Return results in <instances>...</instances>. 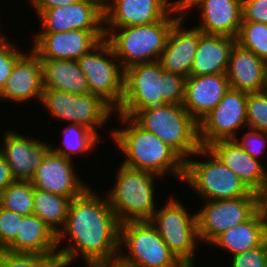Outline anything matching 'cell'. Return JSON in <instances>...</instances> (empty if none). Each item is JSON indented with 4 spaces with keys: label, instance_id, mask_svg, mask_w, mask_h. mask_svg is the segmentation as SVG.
Wrapping results in <instances>:
<instances>
[{
    "label": "cell",
    "instance_id": "9",
    "mask_svg": "<svg viewBox=\"0 0 267 267\" xmlns=\"http://www.w3.org/2000/svg\"><path fill=\"white\" fill-rule=\"evenodd\" d=\"M178 199L167 198L165 205L157 209L150 223L184 266L196 264L195 253L199 246L196 213L190 214Z\"/></svg>",
    "mask_w": 267,
    "mask_h": 267
},
{
    "label": "cell",
    "instance_id": "39",
    "mask_svg": "<svg viewBox=\"0 0 267 267\" xmlns=\"http://www.w3.org/2000/svg\"><path fill=\"white\" fill-rule=\"evenodd\" d=\"M242 21L267 24V0H242Z\"/></svg>",
    "mask_w": 267,
    "mask_h": 267
},
{
    "label": "cell",
    "instance_id": "12",
    "mask_svg": "<svg viewBox=\"0 0 267 267\" xmlns=\"http://www.w3.org/2000/svg\"><path fill=\"white\" fill-rule=\"evenodd\" d=\"M203 202V208L196 212L197 232L200 243L207 246L227 229L247 221L259 209L258 193L254 191L235 199Z\"/></svg>",
    "mask_w": 267,
    "mask_h": 267
},
{
    "label": "cell",
    "instance_id": "25",
    "mask_svg": "<svg viewBox=\"0 0 267 267\" xmlns=\"http://www.w3.org/2000/svg\"><path fill=\"white\" fill-rule=\"evenodd\" d=\"M236 43V38L204 34L199 30V42L190 76L226 73L231 51Z\"/></svg>",
    "mask_w": 267,
    "mask_h": 267
},
{
    "label": "cell",
    "instance_id": "13",
    "mask_svg": "<svg viewBox=\"0 0 267 267\" xmlns=\"http://www.w3.org/2000/svg\"><path fill=\"white\" fill-rule=\"evenodd\" d=\"M247 97L248 93L229 88L218 105L198 122L201 147H207L218 140L235 139L242 128L245 131L248 127Z\"/></svg>",
    "mask_w": 267,
    "mask_h": 267
},
{
    "label": "cell",
    "instance_id": "3",
    "mask_svg": "<svg viewBox=\"0 0 267 267\" xmlns=\"http://www.w3.org/2000/svg\"><path fill=\"white\" fill-rule=\"evenodd\" d=\"M186 78L164 71L159 61L138 63L124 70V93L115 115L132 117L138 110L162 104H183Z\"/></svg>",
    "mask_w": 267,
    "mask_h": 267
},
{
    "label": "cell",
    "instance_id": "27",
    "mask_svg": "<svg viewBox=\"0 0 267 267\" xmlns=\"http://www.w3.org/2000/svg\"><path fill=\"white\" fill-rule=\"evenodd\" d=\"M12 252L58 254L57 235L38 216L25 215L16 239L6 248Z\"/></svg>",
    "mask_w": 267,
    "mask_h": 267
},
{
    "label": "cell",
    "instance_id": "22",
    "mask_svg": "<svg viewBox=\"0 0 267 267\" xmlns=\"http://www.w3.org/2000/svg\"><path fill=\"white\" fill-rule=\"evenodd\" d=\"M229 88L226 73L189 76L185 80L182 105L199 122L218 105Z\"/></svg>",
    "mask_w": 267,
    "mask_h": 267
},
{
    "label": "cell",
    "instance_id": "21",
    "mask_svg": "<svg viewBox=\"0 0 267 267\" xmlns=\"http://www.w3.org/2000/svg\"><path fill=\"white\" fill-rule=\"evenodd\" d=\"M182 15L173 25L159 62L164 71L178 74L184 78L190 76L192 63L199 42V29L194 26L185 28Z\"/></svg>",
    "mask_w": 267,
    "mask_h": 267
},
{
    "label": "cell",
    "instance_id": "15",
    "mask_svg": "<svg viewBox=\"0 0 267 267\" xmlns=\"http://www.w3.org/2000/svg\"><path fill=\"white\" fill-rule=\"evenodd\" d=\"M105 0H79L74 4L50 8L39 16L41 31H104Z\"/></svg>",
    "mask_w": 267,
    "mask_h": 267
},
{
    "label": "cell",
    "instance_id": "24",
    "mask_svg": "<svg viewBox=\"0 0 267 267\" xmlns=\"http://www.w3.org/2000/svg\"><path fill=\"white\" fill-rule=\"evenodd\" d=\"M267 62L236 43L226 71L230 88L253 93L264 90Z\"/></svg>",
    "mask_w": 267,
    "mask_h": 267
},
{
    "label": "cell",
    "instance_id": "32",
    "mask_svg": "<svg viewBox=\"0 0 267 267\" xmlns=\"http://www.w3.org/2000/svg\"><path fill=\"white\" fill-rule=\"evenodd\" d=\"M237 43L267 62V24L242 21Z\"/></svg>",
    "mask_w": 267,
    "mask_h": 267
},
{
    "label": "cell",
    "instance_id": "2",
    "mask_svg": "<svg viewBox=\"0 0 267 267\" xmlns=\"http://www.w3.org/2000/svg\"><path fill=\"white\" fill-rule=\"evenodd\" d=\"M124 127L110 131L111 139L124 157L122 165L152 172L161 176L168 173L175 180L185 176V161L159 137L144 130L131 117L116 115Z\"/></svg>",
    "mask_w": 267,
    "mask_h": 267
},
{
    "label": "cell",
    "instance_id": "33",
    "mask_svg": "<svg viewBox=\"0 0 267 267\" xmlns=\"http://www.w3.org/2000/svg\"><path fill=\"white\" fill-rule=\"evenodd\" d=\"M0 267H63L58 254H36L0 250Z\"/></svg>",
    "mask_w": 267,
    "mask_h": 267
},
{
    "label": "cell",
    "instance_id": "20",
    "mask_svg": "<svg viewBox=\"0 0 267 267\" xmlns=\"http://www.w3.org/2000/svg\"><path fill=\"white\" fill-rule=\"evenodd\" d=\"M43 76L40 58L31 49L23 53L15 62L11 74L0 93L2 101L16 104L26 103L30 99L41 101Z\"/></svg>",
    "mask_w": 267,
    "mask_h": 267
},
{
    "label": "cell",
    "instance_id": "10",
    "mask_svg": "<svg viewBox=\"0 0 267 267\" xmlns=\"http://www.w3.org/2000/svg\"><path fill=\"white\" fill-rule=\"evenodd\" d=\"M41 104L56 120L80 124L98 132L110 120L115 110L101 97L91 94H73L53 88H44Z\"/></svg>",
    "mask_w": 267,
    "mask_h": 267
},
{
    "label": "cell",
    "instance_id": "16",
    "mask_svg": "<svg viewBox=\"0 0 267 267\" xmlns=\"http://www.w3.org/2000/svg\"><path fill=\"white\" fill-rule=\"evenodd\" d=\"M184 16L192 9L201 13L196 27L204 34L236 38L243 19L242 0H179ZM199 8V9H198Z\"/></svg>",
    "mask_w": 267,
    "mask_h": 267
},
{
    "label": "cell",
    "instance_id": "30",
    "mask_svg": "<svg viewBox=\"0 0 267 267\" xmlns=\"http://www.w3.org/2000/svg\"><path fill=\"white\" fill-rule=\"evenodd\" d=\"M62 133L63 141L61 143L63 147L51 144L50 149L54 153L71 160L73 159L72 155L91 153L97 147L96 145L101 140L103 141V138H100L95 132L80 124L68 123Z\"/></svg>",
    "mask_w": 267,
    "mask_h": 267
},
{
    "label": "cell",
    "instance_id": "42",
    "mask_svg": "<svg viewBox=\"0 0 267 267\" xmlns=\"http://www.w3.org/2000/svg\"><path fill=\"white\" fill-rule=\"evenodd\" d=\"M258 207L261 215L267 223V181L263 188L258 192Z\"/></svg>",
    "mask_w": 267,
    "mask_h": 267
},
{
    "label": "cell",
    "instance_id": "43",
    "mask_svg": "<svg viewBox=\"0 0 267 267\" xmlns=\"http://www.w3.org/2000/svg\"><path fill=\"white\" fill-rule=\"evenodd\" d=\"M95 267H128V266H125V265L121 264V263L117 260V261H114V262H111V263L102 264V265L95 266Z\"/></svg>",
    "mask_w": 267,
    "mask_h": 267
},
{
    "label": "cell",
    "instance_id": "14",
    "mask_svg": "<svg viewBox=\"0 0 267 267\" xmlns=\"http://www.w3.org/2000/svg\"><path fill=\"white\" fill-rule=\"evenodd\" d=\"M32 37L31 48L40 59L78 60L105 39V32L75 29L36 32Z\"/></svg>",
    "mask_w": 267,
    "mask_h": 267
},
{
    "label": "cell",
    "instance_id": "37",
    "mask_svg": "<svg viewBox=\"0 0 267 267\" xmlns=\"http://www.w3.org/2000/svg\"><path fill=\"white\" fill-rule=\"evenodd\" d=\"M243 136H237L234 140L253 158L259 159L267 148V132L246 128ZM260 156V157H259Z\"/></svg>",
    "mask_w": 267,
    "mask_h": 267
},
{
    "label": "cell",
    "instance_id": "36",
    "mask_svg": "<svg viewBox=\"0 0 267 267\" xmlns=\"http://www.w3.org/2000/svg\"><path fill=\"white\" fill-rule=\"evenodd\" d=\"M23 217L0 206V250L6 249L16 239Z\"/></svg>",
    "mask_w": 267,
    "mask_h": 267
},
{
    "label": "cell",
    "instance_id": "38",
    "mask_svg": "<svg viewBox=\"0 0 267 267\" xmlns=\"http://www.w3.org/2000/svg\"><path fill=\"white\" fill-rule=\"evenodd\" d=\"M230 267H267V240L261 246L232 256Z\"/></svg>",
    "mask_w": 267,
    "mask_h": 267
},
{
    "label": "cell",
    "instance_id": "35",
    "mask_svg": "<svg viewBox=\"0 0 267 267\" xmlns=\"http://www.w3.org/2000/svg\"><path fill=\"white\" fill-rule=\"evenodd\" d=\"M23 53L24 52H21L14 42H10L5 35H0V93L2 92L6 81L11 74L16 60Z\"/></svg>",
    "mask_w": 267,
    "mask_h": 267
},
{
    "label": "cell",
    "instance_id": "44",
    "mask_svg": "<svg viewBox=\"0 0 267 267\" xmlns=\"http://www.w3.org/2000/svg\"><path fill=\"white\" fill-rule=\"evenodd\" d=\"M40 0H30V4L32 5L31 8L33 9V7L39 2Z\"/></svg>",
    "mask_w": 267,
    "mask_h": 267
},
{
    "label": "cell",
    "instance_id": "18",
    "mask_svg": "<svg viewBox=\"0 0 267 267\" xmlns=\"http://www.w3.org/2000/svg\"><path fill=\"white\" fill-rule=\"evenodd\" d=\"M72 164L74 163L71 159L60 156L50 149L43 157L31 183L34 188L72 200L88 188L79 174H76L78 171Z\"/></svg>",
    "mask_w": 267,
    "mask_h": 267
},
{
    "label": "cell",
    "instance_id": "17",
    "mask_svg": "<svg viewBox=\"0 0 267 267\" xmlns=\"http://www.w3.org/2000/svg\"><path fill=\"white\" fill-rule=\"evenodd\" d=\"M179 0H105L104 29L146 25L164 19Z\"/></svg>",
    "mask_w": 267,
    "mask_h": 267
},
{
    "label": "cell",
    "instance_id": "5",
    "mask_svg": "<svg viewBox=\"0 0 267 267\" xmlns=\"http://www.w3.org/2000/svg\"><path fill=\"white\" fill-rule=\"evenodd\" d=\"M144 130L152 132L184 161L200 148L198 122L182 104L165 103L151 110H138L131 117Z\"/></svg>",
    "mask_w": 267,
    "mask_h": 267
},
{
    "label": "cell",
    "instance_id": "4",
    "mask_svg": "<svg viewBox=\"0 0 267 267\" xmlns=\"http://www.w3.org/2000/svg\"><path fill=\"white\" fill-rule=\"evenodd\" d=\"M183 15L180 3L162 20L146 25L104 29L122 68L159 61L174 23Z\"/></svg>",
    "mask_w": 267,
    "mask_h": 267
},
{
    "label": "cell",
    "instance_id": "40",
    "mask_svg": "<svg viewBox=\"0 0 267 267\" xmlns=\"http://www.w3.org/2000/svg\"><path fill=\"white\" fill-rule=\"evenodd\" d=\"M14 181L9 165L4 155L0 152V193Z\"/></svg>",
    "mask_w": 267,
    "mask_h": 267
},
{
    "label": "cell",
    "instance_id": "26",
    "mask_svg": "<svg viewBox=\"0 0 267 267\" xmlns=\"http://www.w3.org/2000/svg\"><path fill=\"white\" fill-rule=\"evenodd\" d=\"M267 240V223L259 209L247 220L227 229L210 245L225 249L231 257L261 246Z\"/></svg>",
    "mask_w": 267,
    "mask_h": 267
},
{
    "label": "cell",
    "instance_id": "23",
    "mask_svg": "<svg viewBox=\"0 0 267 267\" xmlns=\"http://www.w3.org/2000/svg\"><path fill=\"white\" fill-rule=\"evenodd\" d=\"M208 148L224 165L233 171L254 192H259L267 181V170L262 160L251 157L234 139L218 140Z\"/></svg>",
    "mask_w": 267,
    "mask_h": 267
},
{
    "label": "cell",
    "instance_id": "29",
    "mask_svg": "<svg viewBox=\"0 0 267 267\" xmlns=\"http://www.w3.org/2000/svg\"><path fill=\"white\" fill-rule=\"evenodd\" d=\"M70 201L68 197L34 188L33 214L58 235L66 223Z\"/></svg>",
    "mask_w": 267,
    "mask_h": 267
},
{
    "label": "cell",
    "instance_id": "6",
    "mask_svg": "<svg viewBox=\"0 0 267 267\" xmlns=\"http://www.w3.org/2000/svg\"><path fill=\"white\" fill-rule=\"evenodd\" d=\"M114 176L115 184L106 196L119 223L149 221L157 210L154 180L161 177L152 172L128 168L121 163Z\"/></svg>",
    "mask_w": 267,
    "mask_h": 267
},
{
    "label": "cell",
    "instance_id": "19",
    "mask_svg": "<svg viewBox=\"0 0 267 267\" xmlns=\"http://www.w3.org/2000/svg\"><path fill=\"white\" fill-rule=\"evenodd\" d=\"M4 132L0 152L4 155L14 180L31 182L43 157L50 150L49 142L34 140L33 137L29 139L11 128Z\"/></svg>",
    "mask_w": 267,
    "mask_h": 267
},
{
    "label": "cell",
    "instance_id": "8",
    "mask_svg": "<svg viewBox=\"0 0 267 267\" xmlns=\"http://www.w3.org/2000/svg\"><path fill=\"white\" fill-rule=\"evenodd\" d=\"M118 261L128 267H184L150 221L120 224Z\"/></svg>",
    "mask_w": 267,
    "mask_h": 267
},
{
    "label": "cell",
    "instance_id": "1",
    "mask_svg": "<svg viewBox=\"0 0 267 267\" xmlns=\"http://www.w3.org/2000/svg\"><path fill=\"white\" fill-rule=\"evenodd\" d=\"M65 239L70 240L66 246ZM119 239L120 223L107 196L88 187L70 201L66 223L57 235L58 255L63 267L77 264L80 257L85 267L111 263L118 260Z\"/></svg>",
    "mask_w": 267,
    "mask_h": 267
},
{
    "label": "cell",
    "instance_id": "45",
    "mask_svg": "<svg viewBox=\"0 0 267 267\" xmlns=\"http://www.w3.org/2000/svg\"><path fill=\"white\" fill-rule=\"evenodd\" d=\"M264 91L267 92V65H266V76H265V86H264Z\"/></svg>",
    "mask_w": 267,
    "mask_h": 267
},
{
    "label": "cell",
    "instance_id": "11",
    "mask_svg": "<svg viewBox=\"0 0 267 267\" xmlns=\"http://www.w3.org/2000/svg\"><path fill=\"white\" fill-rule=\"evenodd\" d=\"M77 62L87 78L89 93L101 97L116 111L124 93V69L110 44L102 40Z\"/></svg>",
    "mask_w": 267,
    "mask_h": 267
},
{
    "label": "cell",
    "instance_id": "41",
    "mask_svg": "<svg viewBox=\"0 0 267 267\" xmlns=\"http://www.w3.org/2000/svg\"><path fill=\"white\" fill-rule=\"evenodd\" d=\"M77 1L79 0H40L33 8H35L36 16H39L47 9L74 4Z\"/></svg>",
    "mask_w": 267,
    "mask_h": 267
},
{
    "label": "cell",
    "instance_id": "7",
    "mask_svg": "<svg viewBox=\"0 0 267 267\" xmlns=\"http://www.w3.org/2000/svg\"><path fill=\"white\" fill-rule=\"evenodd\" d=\"M194 156L205 159L194 160ZM192 157V160L185 161L183 182L192 187L203 201L235 199L251 192L208 148L201 147Z\"/></svg>",
    "mask_w": 267,
    "mask_h": 267
},
{
    "label": "cell",
    "instance_id": "34",
    "mask_svg": "<svg viewBox=\"0 0 267 267\" xmlns=\"http://www.w3.org/2000/svg\"><path fill=\"white\" fill-rule=\"evenodd\" d=\"M247 128L267 132V92L259 91L248 93Z\"/></svg>",
    "mask_w": 267,
    "mask_h": 267
},
{
    "label": "cell",
    "instance_id": "28",
    "mask_svg": "<svg viewBox=\"0 0 267 267\" xmlns=\"http://www.w3.org/2000/svg\"><path fill=\"white\" fill-rule=\"evenodd\" d=\"M44 88L84 94L89 93L85 74L77 60L40 59Z\"/></svg>",
    "mask_w": 267,
    "mask_h": 267
},
{
    "label": "cell",
    "instance_id": "31",
    "mask_svg": "<svg viewBox=\"0 0 267 267\" xmlns=\"http://www.w3.org/2000/svg\"><path fill=\"white\" fill-rule=\"evenodd\" d=\"M34 186L29 181H14L0 193V206L20 215L33 214Z\"/></svg>",
    "mask_w": 267,
    "mask_h": 267
}]
</instances>
